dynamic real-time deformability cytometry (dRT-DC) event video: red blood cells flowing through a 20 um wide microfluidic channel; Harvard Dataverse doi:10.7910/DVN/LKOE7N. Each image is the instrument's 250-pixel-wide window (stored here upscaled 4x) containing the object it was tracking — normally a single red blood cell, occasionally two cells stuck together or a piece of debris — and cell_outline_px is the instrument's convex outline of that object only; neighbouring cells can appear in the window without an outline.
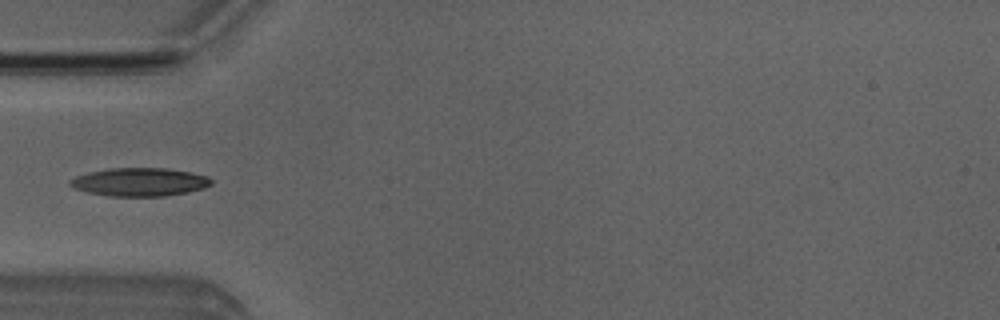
{"species": "Egyptian fruit bat (a non-hibernating species)", "species_latin": "Rousettus aegyptiacus", "temperature_condition": "room temperature", "stored_images_in_passage": 4, "camera_frame_rate_fps": 3000, "um_per_image_px": 0.085, "animal": {"sex": "male"}, "frame": {"image": 1, "passage_image": 4, "time_ms": 3.333, "image_size_px": [1000, 320], "cell_outline_px": [[212, 184], [204, 188], [188, 192], [164, 196], [108, 196], [88, 192], [76, 188], [68, 184], [68, 180], [76, 176], [88, 172], [108, 168], [164, 168], [192, 172], [208, 176], [212, 180]], "centroid_in_image_um": [11.88, 15.46], "position_along_channel_um": 73.1, "area_um2": 23.35}}